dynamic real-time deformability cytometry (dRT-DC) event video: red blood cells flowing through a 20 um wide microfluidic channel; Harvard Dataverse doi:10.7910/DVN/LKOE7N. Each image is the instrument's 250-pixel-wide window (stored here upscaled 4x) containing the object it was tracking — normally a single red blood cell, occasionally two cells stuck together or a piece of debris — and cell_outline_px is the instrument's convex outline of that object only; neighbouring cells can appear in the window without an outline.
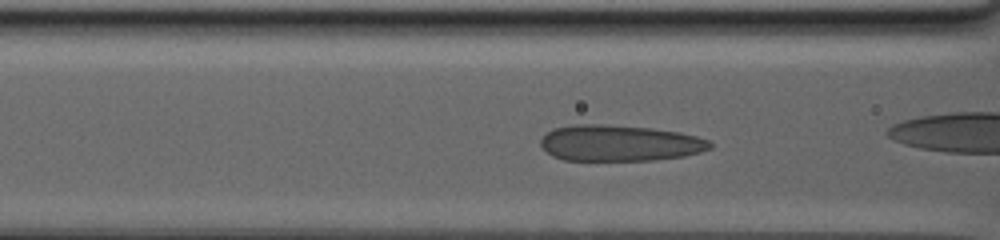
{"species": "human", "species_latin": "Homo sapiens", "temperature_condition": "warm", "stored_images_in_passage": 53, "camera_frame_rate_fps": 3000, "um_per_image_px": 0.085, "donor": {"sex": "male"}, "frame": {"image": 1, "passage_image": 12, "time_ms": 2.667, "image_size_px": [1000, 240], "cell_outline_px": [[712, 148], [700, 152], [684, 156], [652, 160], [564, 160], [552, 156], [540, 144], [540, 140], [548, 132], [556, 128], [576, 124], [604, 124], [652, 128], [680, 132], [696, 136], [708, 140], [712, 144]], "centroid_in_image_um": [52.68, 12.16], "position_along_channel_um": 113.9, "area_um2": 35.55}}
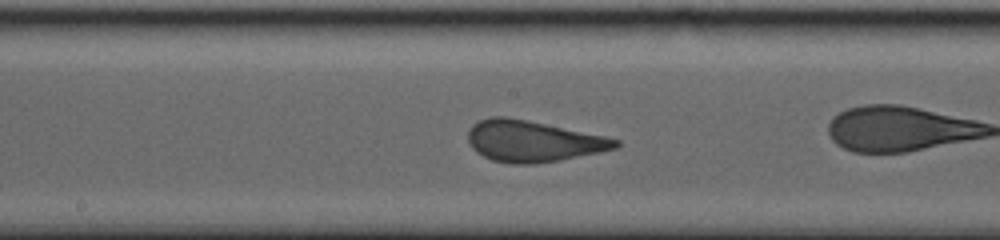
{"frame": {"image": 2, "passage_image": 30, "time_ms": 6.333, "image_size_px": [1000, 240], "cell_outline_px": [[620, 144], [616, 148], [600, 152], [560, 160], [536, 164], [512, 164], [492, 160], [476, 152], [472, 148], [468, 140], [468, 132], [472, 124], [480, 120], [492, 116], [504, 116], [528, 120], [604, 136], [620, 140]], "centroid_in_image_um": [45.28, 12.0], "position_along_channel_um": 202.9, "area_um2": 35.37}}
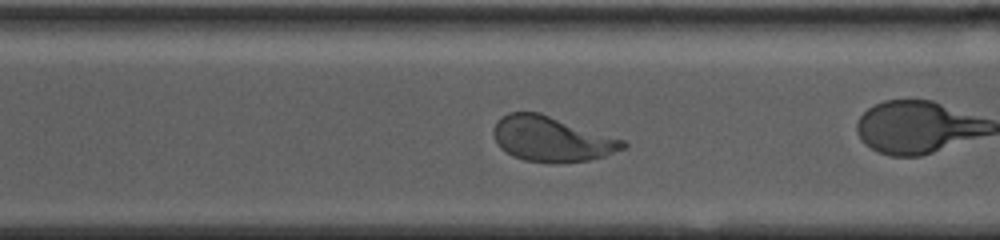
{"frame": {"image": 3, "passage_image": 49, "time_ms": 11.333, "image_size_px": [1000, 240], "cell_outline_px": [[628, 144], [624, 148], [604, 156], [588, 160], [556, 164], [552, 164], [524, 160], [512, 156], [500, 148], [496, 144], [492, 132], [492, 128], [496, 120], [508, 112], [540, 112], [624, 140]], "centroid_in_image_um": [46.83, 11.82], "position_along_channel_um": 323.8, "area_um2": 34.39}}